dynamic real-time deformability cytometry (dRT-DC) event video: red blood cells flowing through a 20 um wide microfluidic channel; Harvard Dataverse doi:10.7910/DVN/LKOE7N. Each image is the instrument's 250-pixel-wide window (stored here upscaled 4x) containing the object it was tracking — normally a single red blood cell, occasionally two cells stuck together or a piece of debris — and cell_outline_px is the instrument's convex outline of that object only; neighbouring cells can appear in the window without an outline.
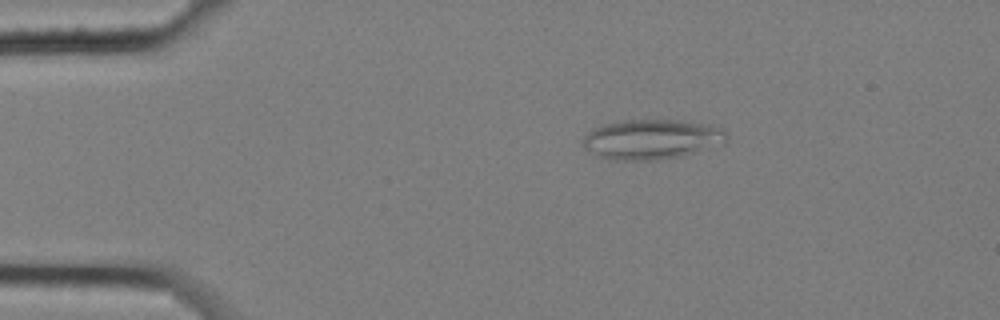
{"species": "common noctule bat (a hibernating species)", "species_latin": "Nyctalus noctula", "temperature_condition": "cold", "stored_images_in_passage": 4, "camera_frame_rate_fps": 3000, "um_per_image_px": 0.085, "animal": {"sex": "female", "body_mass_g": 25.1}, "frame": {"image": 1, "passage_image": 2, "time_ms": 0.333, "image_size_px": [1000, 320], "cell_outline_px": [[728, 140], [724, 144], [680, 156], [656, 160], [608, 160], [596, 156], [584, 148], [580, 140], [592, 128], [600, 124], [620, 120], [676, 120], [704, 124], [724, 128], [728, 132]], "centroid_in_image_um": [55.35, 11.84], "position_along_channel_um": 29.6, "area_um2": 33.99}}